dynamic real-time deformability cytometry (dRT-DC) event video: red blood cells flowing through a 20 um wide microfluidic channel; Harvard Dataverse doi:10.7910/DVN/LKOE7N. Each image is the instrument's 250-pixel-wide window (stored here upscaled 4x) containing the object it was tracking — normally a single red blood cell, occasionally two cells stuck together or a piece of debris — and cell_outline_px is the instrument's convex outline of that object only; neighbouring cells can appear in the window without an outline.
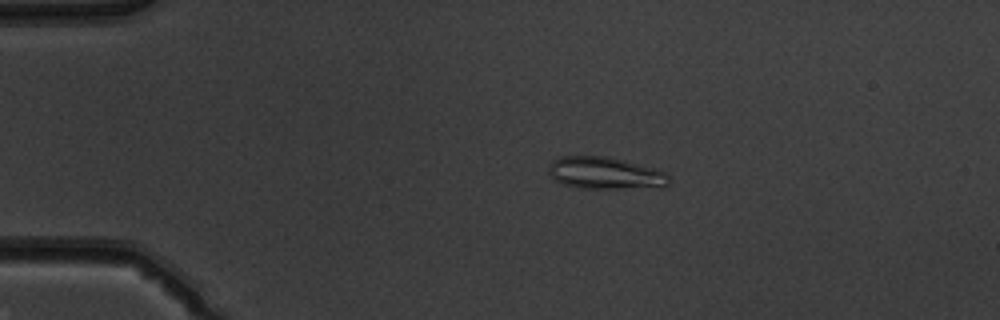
{"species": "common noctule bat (a hibernating species)", "species_latin": "Nyctalus noctula", "temperature_condition": "warm", "stored_images_in_passage": 51, "camera_frame_rate_fps": 3000, "um_per_image_px": 0.085, "animal": {"sex": "male", "body_mass_g": 19.5, "forearm_length_mm": 54.6}, "frame": {"image": 1, "passage_image": 11, "time_ms": 3.333, "image_size_px": [1000, 320], "cell_outline_px": [[668, 184], [664, 188], [576, 188], [560, 184], [548, 172], [548, 164], [552, 160], [560, 156], [608, 156], [624, 160], [652, 168], [664, 172], [668, 176]], "centroid_in_image_um": [51.4, 14.72], "position_along_channel_um": 33.6, "area_um2": 22.72}}
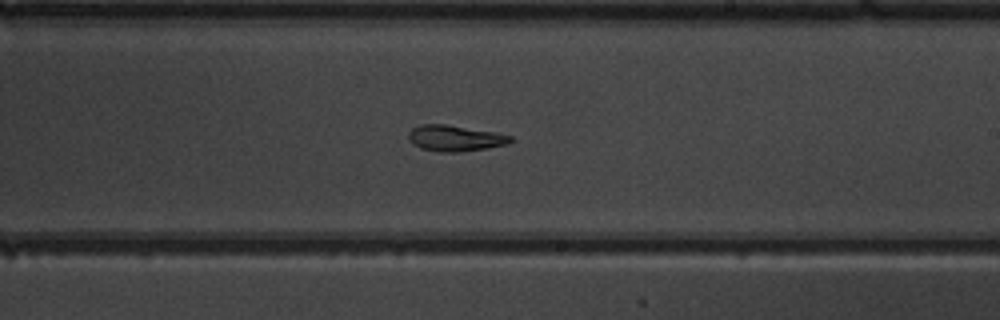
{"frame": {"image": 2, "passage_image": 31, "time_ms": 10.0, "image_size_px": [1000, 320], "cell_outline_px": [[516, 140], [508, 144], [488, 148], [460, 152], [440, 152], [420, 148], [408, 136], [408, 132], [412, 128], [420, 124], [444, 124], [496, 132], [512, 136]], "centroid_in_image_um": [38.74, 11.75], "position_along_channel_um": 250.3, "area_um2": 15.49}}
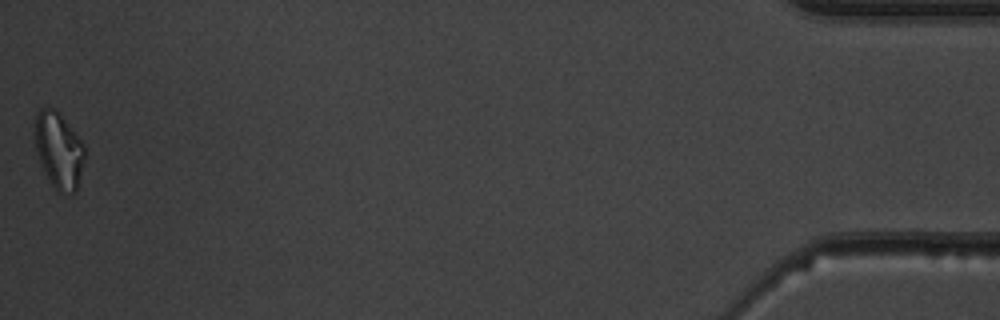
{"frame": {"image": 3, "passage_image": 51, "time_ms": 16.667, "image_size_px": [1000, 320], "cell_outline_px": [[84, 160], [76, 192], [56, 192], [40, 160], [36, 148], [36, 116], [40, 108], [52, 108], [60, 112], [84, 144]], "centroid_in_image_um": [5.03, 12.75], "position_along_channel_um": 430.2, "area_um2": 21.56}, "authors_computed_cell_mechanics": {"area_um2": 17.5134, "velocity_mm_per_s": 4.0342, "shape_relaxation_time_tau1_ms": null, "shape_relaxation_time_tau2_ms": 3.7315, "deformation_change_tau1": null, "deformation_change_tau2": 0.1114}}